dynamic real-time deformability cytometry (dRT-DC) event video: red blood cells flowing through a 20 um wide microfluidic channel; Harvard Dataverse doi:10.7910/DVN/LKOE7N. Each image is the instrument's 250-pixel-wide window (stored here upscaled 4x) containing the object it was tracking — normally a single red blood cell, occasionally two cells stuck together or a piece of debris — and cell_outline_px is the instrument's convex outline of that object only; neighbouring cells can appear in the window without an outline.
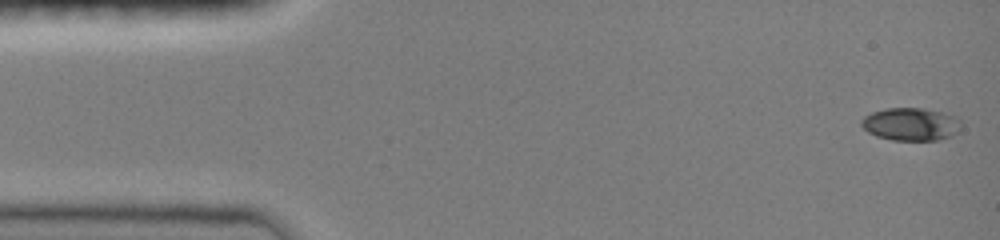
{"species": "common noctule bat (a hibernating species)", "species_latin": "Nyctalus noctula", "temperature_condition": "room temperature", "stored_images_in_passage": 63, "camera_frame_rate_fps": 3000, "um_per_image_px": 0.085, "animal": {"sex": "female", "body_mass_g": 19.0, "forearm_length_mm": 51.5}, "frame": {"image": 1, "passage_image": 1, "time_ms": 0.0, "image_size_px": [1000, 240], "cell_outline_px": [[960, 128], [952, 136], [940, 140], [892, 140], [876, 136], [868, 132], [860, 124], [860, 120], [864, 116], [872, 112], [884, 108], [924, 108], [944, 112], [956, 116], [960, 120]], "centroid_in_image_um": [77.42, 10.55], "position_along_channel_um": 7.6, "area_um2": 19.31}}
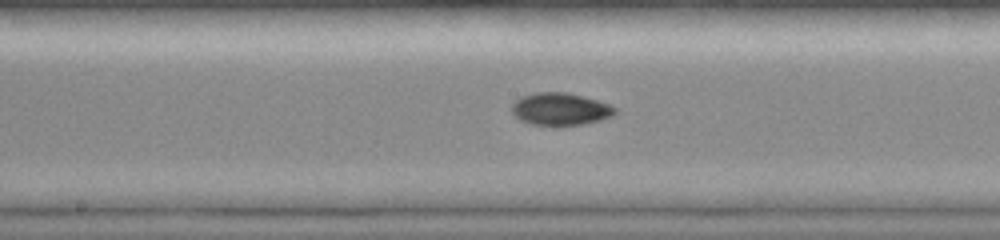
{"frame": {"image": 2, "passage_image": 28, "time_ms": 7.667, "image_size_px": [1000, 240], "cell_outline_px": [[616, 112], [612, 116], [600, 120], [584, 124], [560, 128], [528, 124], [520, 120], [512, 112], [512, 104], [520, 96], [536, 92], [568, 92], [596, 100], [608, 104], [616, 108]], "centroid_in_image_um": [47.6, 9.31], "position_along_channel_um": 200.6, "area_um2": 20.06}}
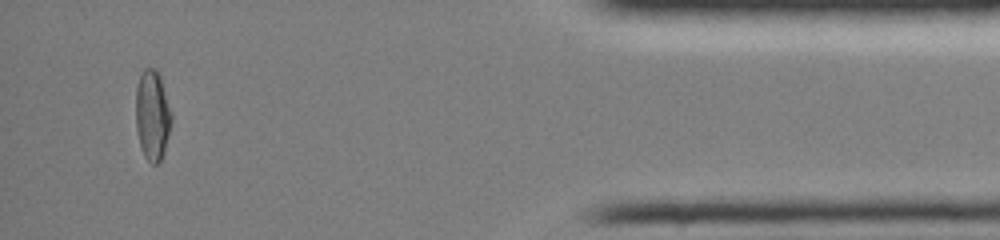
{"frame": {"image": 3, "passage_image": 55, "time_ms": 14.333, "image_size_px": [1000, 240], "cell_outline_px": [[172, 120], [164, 152], [160, 160], [156, 164], [152, 164], [144, 156], [140, 144], [136, 128], [136, 88], [140, 76], [144, 68], [156, 68], [160, 76], [172, 112]], "centroid_in_image_um": [12.96, 9.78], "position_along_channel_um": 422.2, "area_um2": 18.73}, "authors_computed_cell_mechanics": {"area_um2": 18.5538, "velocity_mm_per_s": 4.0576, "shape_relaxation_time_tau1_ms": 7.6333, "shape_relaxation_time_tau2_ms": 5.443, "deformation_change_tau1": 0.2263, "deformation_change_tau2": 0.068}}